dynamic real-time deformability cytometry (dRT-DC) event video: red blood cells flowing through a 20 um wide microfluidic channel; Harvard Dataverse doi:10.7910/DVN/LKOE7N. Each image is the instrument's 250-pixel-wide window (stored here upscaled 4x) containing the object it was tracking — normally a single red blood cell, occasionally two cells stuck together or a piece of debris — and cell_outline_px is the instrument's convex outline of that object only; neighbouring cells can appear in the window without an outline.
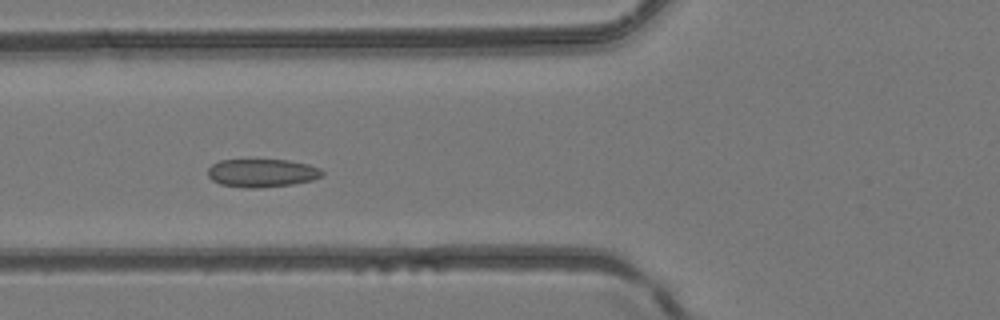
{"species": "common noctule bat (a hibernating species)", "species_latin": "Nyctalus noctula", "temperature_condition": "room temperature", "stored_images_in_passage": 5, "camera_frame_rate_fps": 3000, "um_per_image_px": 0.085, "animal": {"sex": "female", "body_mass_g": 24.6, "forearm_length_mm": 56.2}, "frame": {"image": 1, "passage_image": 5, "time_ms": 1.333, "image_size_px": [1000, 320], "cell_outline_px": [[324, 172], [320, 176], [312, 180], [292, 184], [260, 188], [244, 188], [220, 184], [212, 180], [208, 176], [208, 168], [212, 164], [220, 160], [288, 160], [308, 164], [320, 168]], "centroid_in_image_um": [22.25, 14.71], "position_along_channel_um": 103.6, "area_um2": 18.79}}